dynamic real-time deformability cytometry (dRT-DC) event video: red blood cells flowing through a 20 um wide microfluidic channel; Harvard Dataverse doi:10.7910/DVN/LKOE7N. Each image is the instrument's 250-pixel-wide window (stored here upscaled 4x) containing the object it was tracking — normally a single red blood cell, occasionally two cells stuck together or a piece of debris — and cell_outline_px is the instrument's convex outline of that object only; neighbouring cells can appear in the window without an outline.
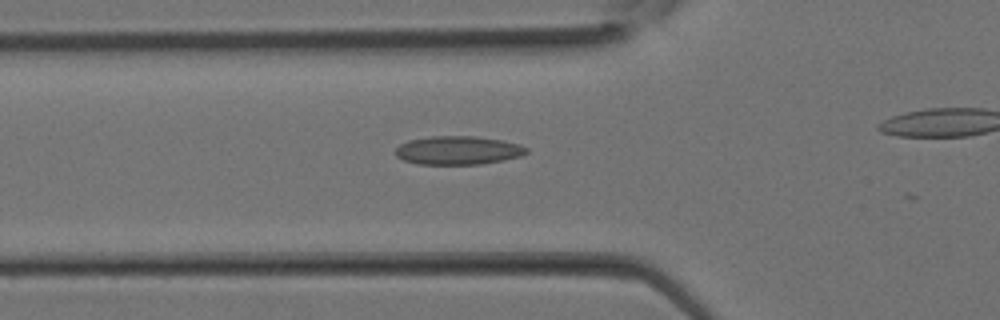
{"species": "Egyptian fruit bat (a non-hibernating species)", "species_latin": "Rousettus aegyptiacus", "temperature_condition": "room temperature", "stored_images_in_passage": 14, "camera_frame_rate_fps": 3000, "um_per_image_px": 0.085, "animal": {"sex": "female"}, "frame": {"image": 1, "passage_image": 11, "time_ms": 3.333, "image_size_px": [1000, 320], "cell_outline_px": [[528, 152], [520, 156], [504, 160], [480, 164], [416, 164], [404, 160], [396, 156], [396, 148], [400, 144], [408, 140], [432, 136], [476, 136], [500, 140], [520, 144], [528, 148]], "centroid_in_image_um": [38.93, 12.78], "position_along_channel_um": 86.9, "area_um2": 21.79}}
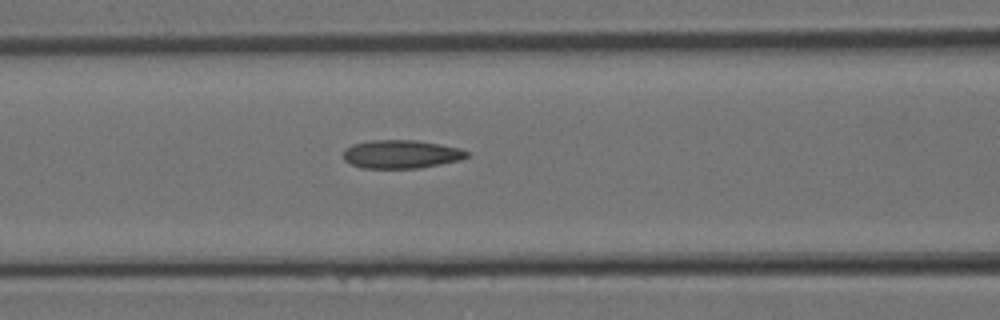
{"frame": {"image": 2, "passage_image": 13, "time_ms": 4.0, "image_size_px": [1000, 320], "cell_outline_px": [[468, 156], [460, 160], [420, 168], [360, 168], [344, 160], [344, 148], [352, 144], [372, 140], [416, 140], [440, 144], [460, 148], [468, 152]], "centroid_in_image_um": [34.08, 13.1], "position_along_channel_um": 132.5, "area_um2": 20.46}}